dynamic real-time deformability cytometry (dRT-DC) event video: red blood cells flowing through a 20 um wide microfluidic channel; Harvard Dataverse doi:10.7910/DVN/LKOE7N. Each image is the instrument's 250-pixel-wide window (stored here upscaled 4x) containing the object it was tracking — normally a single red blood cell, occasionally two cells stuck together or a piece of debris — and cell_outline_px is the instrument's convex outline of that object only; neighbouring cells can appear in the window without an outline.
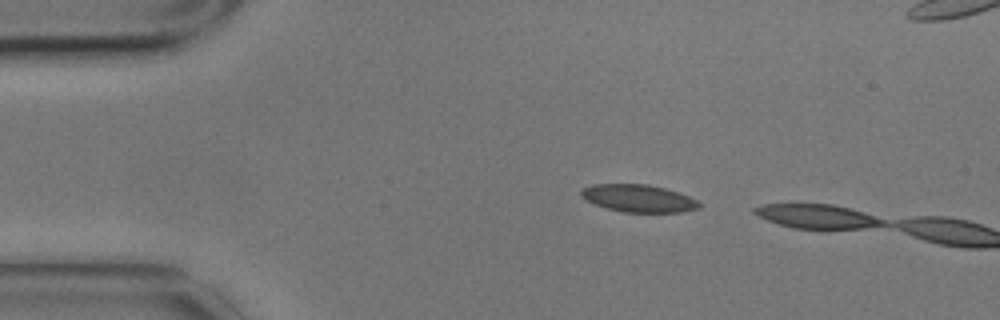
{"species": "common noctule bat (a hibernating species)", "species_latin": "Nyctalus noctula", "temperature_condition": "cold", "stored_images_in_passage": 2, "camera_frame_rate_fps": 3000, "um_per_image_px": 0.085, "animal": {"sex": "male", "body_mass_g": 17.9}, "frame": {"image": 1, "passage_image": 1, "time_ms": 0.0, "image_size_px": [1000, 320], "cell_outline_px": [[700, 204], [696, 208], [680, 212], [624, 212], [608, 208], [596, 204], [580, 196], [580, 192], [584, 188], [592, 184], [648, 184], [664, 188], [688, 196], [696, 200]], "centroid_in_image_um": [54.24, 16.85], "position_along_channel_um": 30.8, "area_um2": 18.5}}